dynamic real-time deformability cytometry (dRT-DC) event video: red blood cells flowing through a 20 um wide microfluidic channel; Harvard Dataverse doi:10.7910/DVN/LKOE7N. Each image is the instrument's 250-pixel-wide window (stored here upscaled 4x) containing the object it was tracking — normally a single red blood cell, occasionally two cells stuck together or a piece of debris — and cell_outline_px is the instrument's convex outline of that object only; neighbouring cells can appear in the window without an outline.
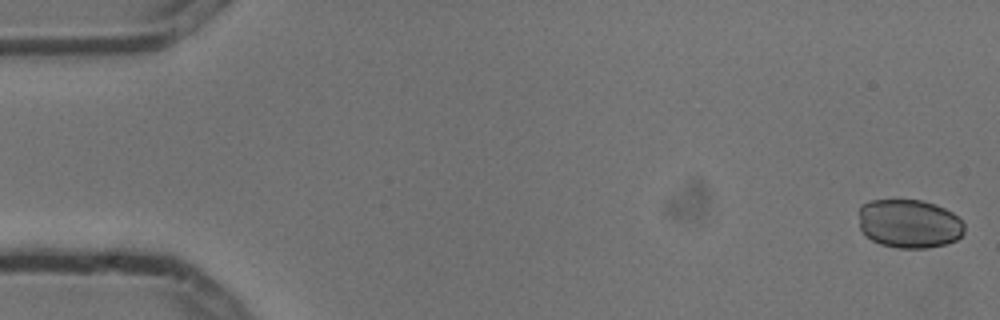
{"species": "common noctule bat (a hibernating species)", "species_latin": "Nyctalus noctula", "temperature_condition": "cold", "stored_images_in_passage": 7, "camera_frame_rate_fps": 3000, "um_per_image_px": 0.085, "animal": {"sex": "male", "body_mass_g": 13.3}, "frame": {"image": 1, "passage_image": 1, "time_ms": 0.0, "image_size_px": [1000, 320], "cell_outline_px": [[964, 232], [956, 240], [944, 244], [928, 248], [896, 248], [880, 244], [864, 236], [860, 228], [860, 204], [872, 200], [920, 200], [936, 204], [952, 212], [964, 224]], "centroid_in_image_um": [77.26, 19.01], "position_along_channel_um": 7.7, "area_um2": 30.11}}
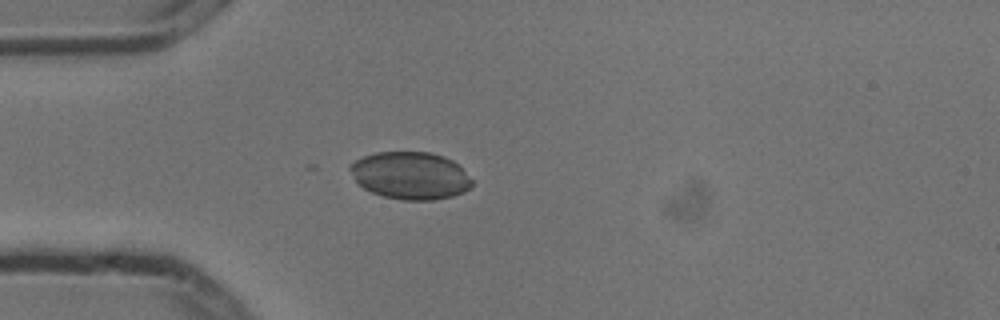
{"frame": {"image": 2, "passage_image": 5, "time_ms": 1.333, "image_size_px": [1000, 320], "cell_outline_px": [[472, 188], [464, 192], [452, 196], [436, 200], [404, 200], [384, 196], [372, 192], [364, 188], [356, 180], [348, 168], [356, 160], [364, 156], [376, 152], [432, 152], [444, 156], [452, 160], [472, 180]], "centroid_in_image_um": [34.9, 14.92], "position_along_channel_um": 50.1, "area_um2": 33.52}}